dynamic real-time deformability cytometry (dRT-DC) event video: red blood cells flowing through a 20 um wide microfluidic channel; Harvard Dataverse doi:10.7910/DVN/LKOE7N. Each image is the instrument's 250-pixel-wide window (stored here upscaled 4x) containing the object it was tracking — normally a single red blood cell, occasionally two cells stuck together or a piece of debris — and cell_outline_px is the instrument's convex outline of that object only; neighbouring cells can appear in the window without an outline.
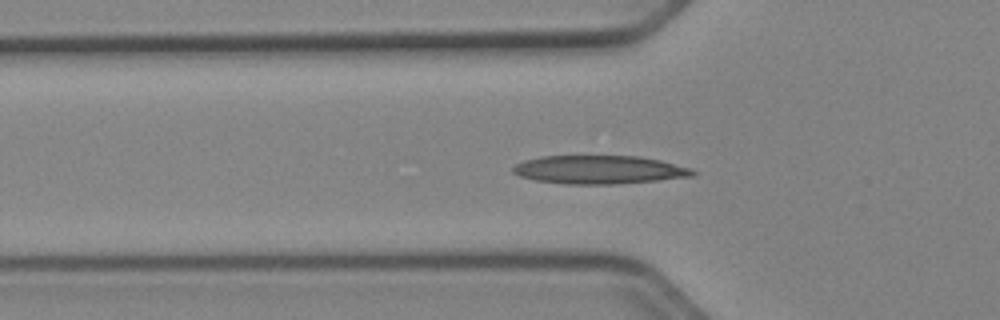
{"species": "Egyptian fruit bat (a non-hibernating species)", "species_latin": "Rousettus aegyptiacus", "temperature_condition": "cold", "stored_images_in_passage": 38, "camera_frame_rate_fps": 3000, "um_per_image_px": 0.085, "animal": {"sex": "female"}, "frame": {"image": 1, "passage_image": 3, "time_ms": 0.667, "image_size_px": [1000, 320], "cell_outline_px": [[696, 176], [656, 180], [612, 184], [568, 184], [536, 180], [520, 176], [512, 172], [512, 168], [516, 164], [524, 160], [540, 156], [640, 156], [660, 160], [692, 168], [696, 172]], "centroid_in_image_um": [50.95, 14.42], "position_along_channel_um": 74.9, "area_um2": 29.71}}
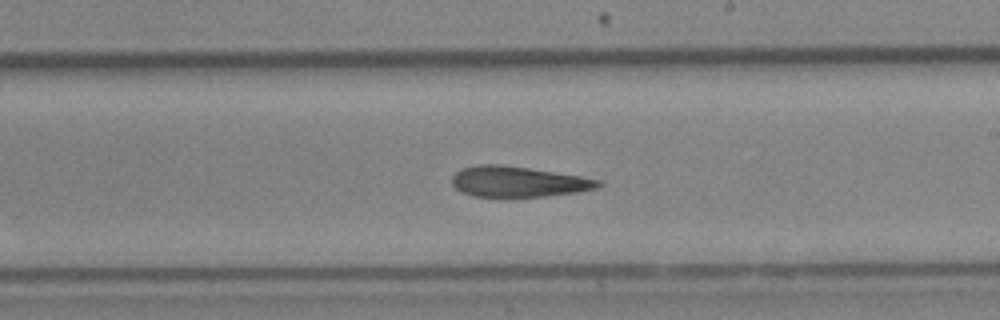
{"frame": {"image": 2, "passage_image": 16, "time_ms": 5.0, "image_size_px": [1000, 320], "cell_outline_px": [[604, 184], [596, 188], [580, 192], [548, 196], [476, 196], [460, 192], [452, 184], [452, 176], [460, 168], [476, 164], [500, 164], [528, 168], [580, 176], [604, 180]], "centroid_in_image_um": [44.06, 15.43], "position_along_channel_um": 244.9, "area_um2": 26.18}}
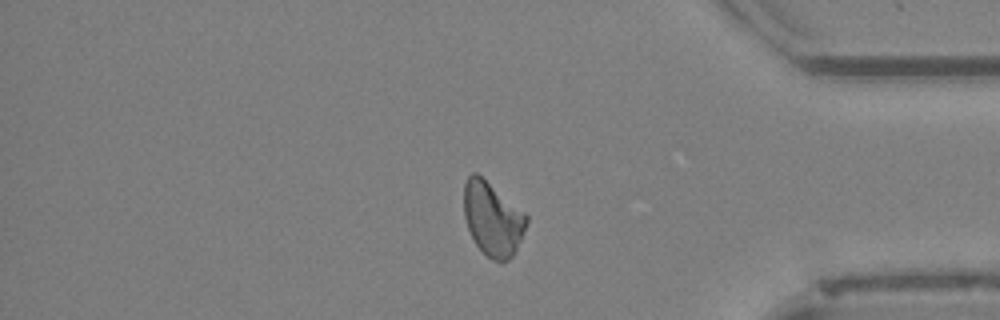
{"frame": {"image": 3, "passage_image": 29, "time_ms": 9.333, "image_size_px": [1000, 320], "cell_outline_px": [[528, 220], [516, 252], [508, 260], [500, 264], [492, 260], [476, 244], [468, 228], [464, 216], [464, 184], [468, 176], [472, 172], [476, 172], [524, 212], [528, 216]], "centroid_in_image_um": [41.87, 18.63], "position_along_channel_um": 393.3, "area_um2": 26.76}, "authors_computed_cell_mechanics": {"area_um2": 26.9348, "velocity_mm_per_s": 3.9428, "shape_relaxation_time_tau1_ms": null, "shape_relaxation_time_tau2_ms": 6.8719, "deformation_change_tau1": null, "deformation_change_tau2": 0.1678}}